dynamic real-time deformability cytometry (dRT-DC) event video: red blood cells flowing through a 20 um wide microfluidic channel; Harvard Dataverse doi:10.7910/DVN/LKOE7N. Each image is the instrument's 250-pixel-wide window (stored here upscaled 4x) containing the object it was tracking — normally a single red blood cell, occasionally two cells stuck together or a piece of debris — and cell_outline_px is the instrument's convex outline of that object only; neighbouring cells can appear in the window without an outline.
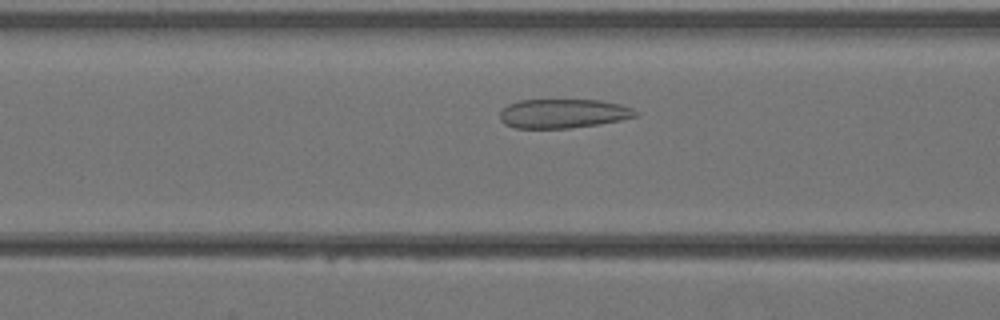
{"species": "Egyptian fruit bat (a non-hibernating species)", "species_latin": "Rousettus aegyptiacus", "temperature_condition": "warm", "stored_images_in_passage": 6, "camera_frame_rate_fps": 3000, "um_per_image_px": 0.085, "animal": {"sex": "female"}, "frame": {"image": 1, "passage_image": 4, "time_ms": 1.0, "image_size_px": [1000, 320], "cell_outline_px": [[636, 116], [620, 120], [600, 124], [568, 128], [516, 128], [504, 124], [500, 120], [500, 112], [508, 104], [520, 100], [600, 100], [620, 104], [632, 108], [636, 112]], "centroid_in_image_um": [47.84, 9.65], "position_along_channel_um": 118.8, "area_um2": 22.95}}